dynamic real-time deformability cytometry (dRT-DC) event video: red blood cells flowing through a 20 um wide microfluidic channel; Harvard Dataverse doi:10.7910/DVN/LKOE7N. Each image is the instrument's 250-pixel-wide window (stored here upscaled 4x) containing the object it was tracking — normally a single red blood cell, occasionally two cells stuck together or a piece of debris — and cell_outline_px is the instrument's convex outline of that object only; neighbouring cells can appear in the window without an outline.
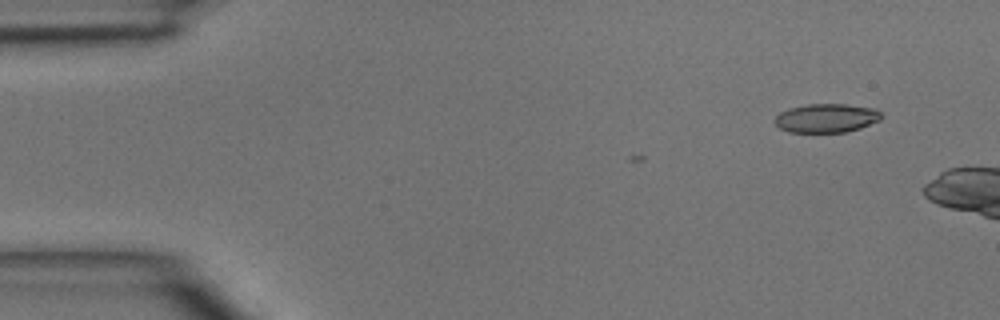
{"species": "common noctule bat (a hibernating species)", "species_latin": "Nyctalus noctula", "temperature_condition": "room temperature", "stored_images_in_passage": 6, "camera_frame_rate_fps": 3000, "um_per_image_px": 0.085, "animal": {"sex": "male", "body_mass_g": 15.6}, "frame": {"image": 1, "passage_image": 1, "time_ms": 0.0, "image_size_px": [1000, 320], "cell_outline_px": [[884, 116], [880, 120], [860, 128], [844, 132], [788, 132], [780, 128], [776, 124], [776, 116], [780, 112], [788, 108], [804, 104], [848, 104], [876, 108]], "centroid_in_image_um": [70.27, 10.02], "position_along_channel_um": 14.7, "area_um2": 18.03}}